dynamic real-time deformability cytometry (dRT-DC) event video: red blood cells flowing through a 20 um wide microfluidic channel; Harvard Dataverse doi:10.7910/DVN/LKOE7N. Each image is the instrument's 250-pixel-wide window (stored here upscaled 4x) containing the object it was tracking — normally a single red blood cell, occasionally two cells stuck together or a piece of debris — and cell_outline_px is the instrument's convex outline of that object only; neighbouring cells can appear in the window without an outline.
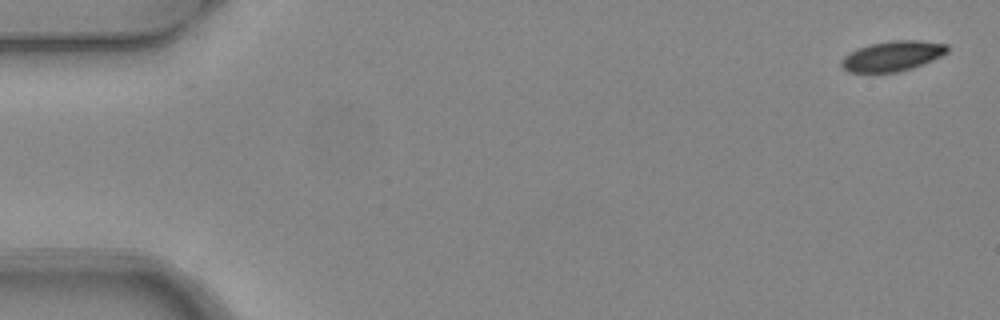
{"species": "common noctule bat (a hibernating species)", "species_latin": "Nyctalus noctula", "temperature_condition": "warm", "stored_images_in_passage": 4, "camera_frame_rate_fps": 3000, "um_per_image_px": 0.085, "animal": {"sex": "female", "body_mass_g": 24.6, "forearm_length_mm": 56.2}, "frame": {"image": 1, "passage_image": 1, "time_ms": 0.0, "image_size_px": [1000, 320], "cell_outline_px": [[948, 52], [932, 60], [912, 68], [896, 72], [848, 72], [840, 64], [840, 60], [848, 52], [868, 44], [892, 40], [920, 40], [948, 44]], "centroid_in_image_um": [75.84, 4.75], "position_along_channel_um": 9.2, "area_um2": 18.67}}
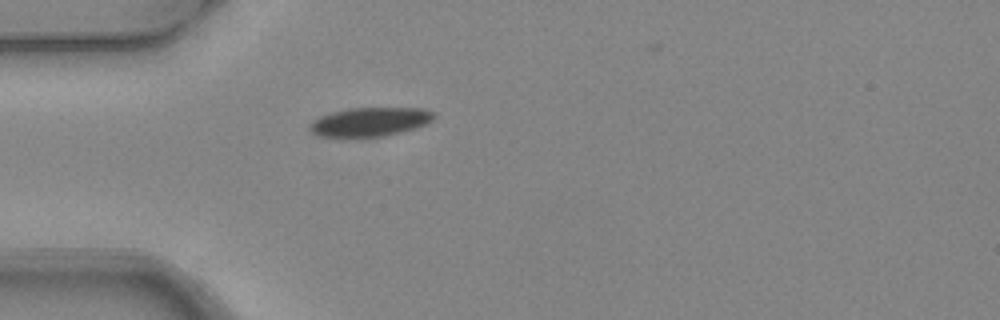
{"frame": {"image": 2, "passage_image": 4, "time_ms": 1.0, "image_size_px": [1000, 320], "cell_outline_px": [[436, 116], [432, 120], [416, 128], [384, 136], [344, 140], [320, 136], [312, 132], [308, 128], [316, 120], [324, 116], [336, 112], [352, 108], [424, 108], [432, 112]], "centroid_in_image_um": [31.45, 10.41], "position_along_channel_um": 53.5, "area_um2": 21.15}}